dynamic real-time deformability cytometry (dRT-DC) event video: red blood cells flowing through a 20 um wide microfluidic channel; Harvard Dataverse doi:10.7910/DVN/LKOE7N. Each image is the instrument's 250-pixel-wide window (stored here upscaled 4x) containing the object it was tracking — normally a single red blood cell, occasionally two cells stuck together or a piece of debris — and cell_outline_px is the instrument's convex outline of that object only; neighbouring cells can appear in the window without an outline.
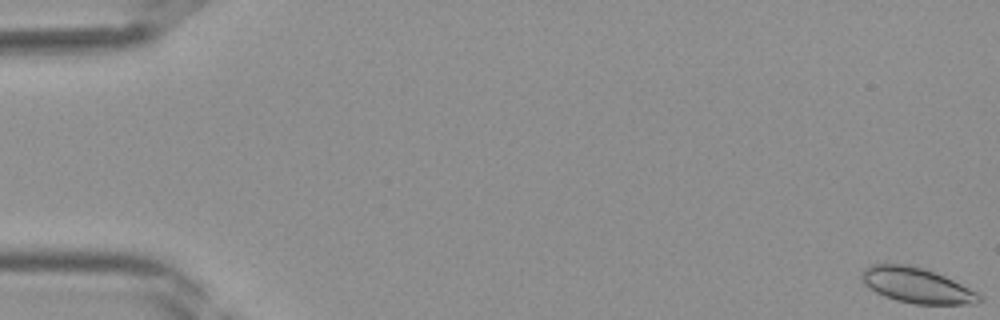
{"species": "Egyptian fruit bat (a non-hibernating species)", "species_latin": "Rousettus aegyptiacus", "temperature_condition": "room temperature", "stored_images_in_passage": 41, "camera_frame_rate_fps": 3000, "um_per_image_px": 0.085, "frame": {"image": 1, "passage_image": 1, "time_ms": 0.0, "image_size_px": [1000, 320], "cell_outline_px": [[980, 300], [976, 304], [916, 304], [896, 300], [884, 296], [876, 292], [864, 284], [860, 276], [860, 272], [864, 268], [872, 264], [904, 264], [924, 268], [936, 272], [976, 292], [980, 296]], "centroid_in_image_um": [77.87, 24.25], "position_along_channel_um": 7.1, "area_um2": 23.99}}
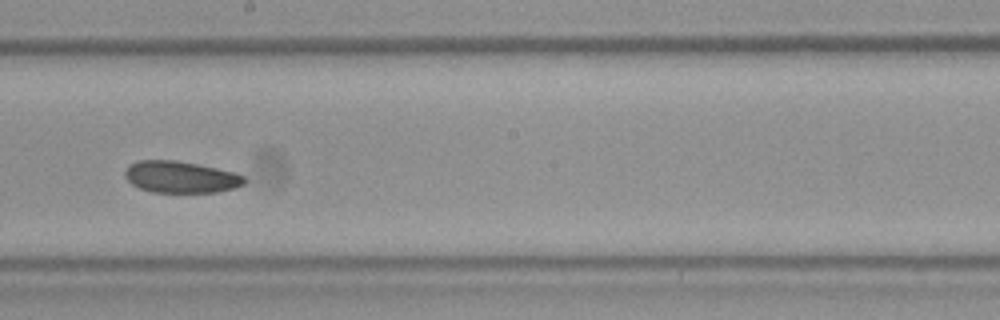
{"frame": {"image": 2, "passage_image": 24, "time_ms": 7.667, "image_size_px": [1000, 320], "cell_outline_px": [[244, 184], [236, 188], [216, 192], [152, 192], [140, 188], [132, 184], [124, 176], [124, 172], [128, 164], [140, 160], [176, 160], [236, 172], [244, 176]], "centroid_in_image_um": [15.35, 15.04], "position_along_channel_um": 232.9, "area_um2": 22.08}}
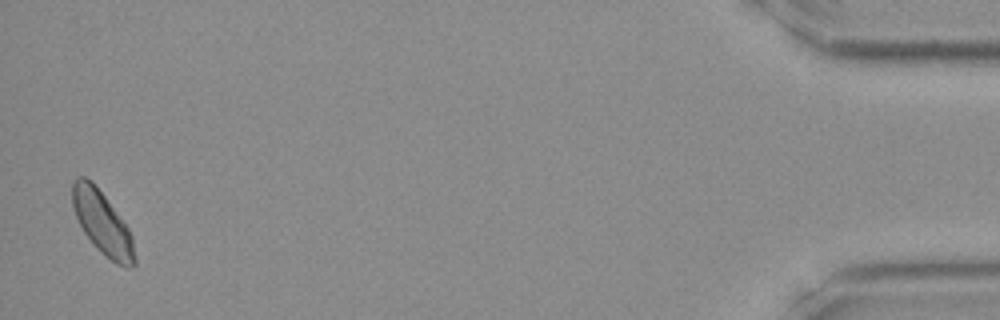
{"frame": {"image": 3, "passage_image": 41, "time_ms": 13.333, "image_size_px": [1000, 320], "cell_outline_px": [[136, 264], [132, 268], [128, 268], [116, 264], [100, 252], [84, 232], [76, 216], [72, 204], [72, 180], [76, 176], [84, 176], [92, 180], [128, 228], [132, 236], [136, 260]], "centroid_in_image_um": [8.7, 18.95], "position_along_channel_um": 426.5, "area_um2": 22.77}}